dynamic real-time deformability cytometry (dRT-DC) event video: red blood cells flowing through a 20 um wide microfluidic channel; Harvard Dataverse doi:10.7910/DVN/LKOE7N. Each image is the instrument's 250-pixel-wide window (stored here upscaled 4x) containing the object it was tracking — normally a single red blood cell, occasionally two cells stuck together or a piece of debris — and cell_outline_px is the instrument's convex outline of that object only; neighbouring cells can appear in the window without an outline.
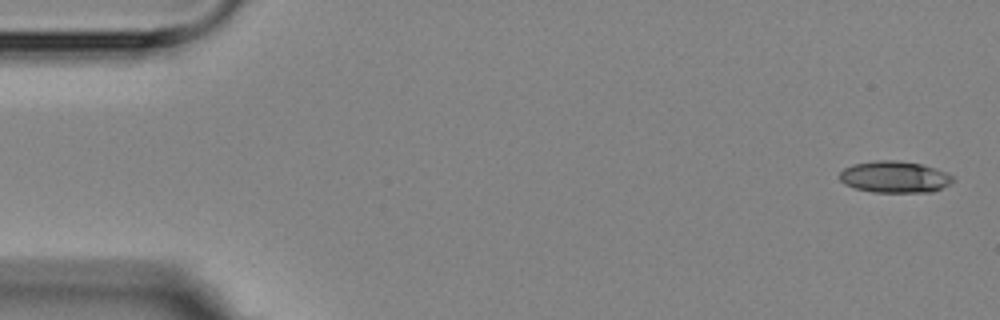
{"species": "Egyptian fruit bat (a non-hibernating species)", "species_latin": "Rousettus aegyptiacus", "temperature_condition": "room temperature", "stored_images_in_passage": 4, "segment_of_instrument_passage": [2, 2], "camera_frame_rate_fps": 3000, "um_per_image_px": 0.085, "animal": {"sex": "female"}, "frame": {"image": 1, "passage_image": 4, "time_ms": 4.333, "image_size_px": [1000, 320], "cell_outline_px": [[956, 180], [932, 192], [872, 192], [856, 188], [844, 184], [840, 180], [840, 172], [844, 168], [852, 164], [876, 160], [896, 160], [920, 164], [936, 168], [948, 172]], "centroid_in_image_um": [76.05, 15.03], "position_along_channel_um": 9.0, "area_um2": 20.92}}